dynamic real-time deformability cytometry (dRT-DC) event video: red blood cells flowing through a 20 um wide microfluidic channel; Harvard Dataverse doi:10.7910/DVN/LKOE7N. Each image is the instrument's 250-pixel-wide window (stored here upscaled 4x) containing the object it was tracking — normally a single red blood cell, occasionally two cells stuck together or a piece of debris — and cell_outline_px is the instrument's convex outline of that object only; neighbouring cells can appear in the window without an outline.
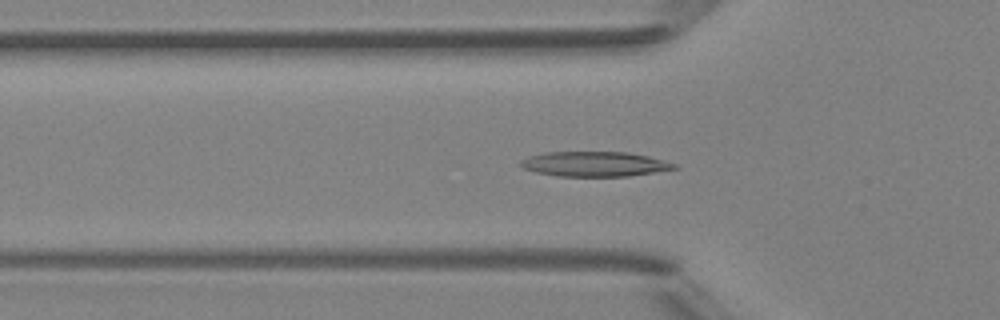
{"species": "Egyptian fruit bat (a non-hibernating species)", "species_latin": "Rousettus aegyptiacus", "temperature_condition": "room temperature", "stored_images_in_passage": 37, "camera_frame_rate_fps": 3000, "um_per_image_px": 0.085, "animal": {"sex": "female"}, "frame": {"image": 1, "passage_image": 5, "time_ms": 1.333, "image_size_px": [1000, 320], "cell_outline_px": [[680, 168], [628, 176], [556, 176], [536, 172], [524, 168], [520, 164], [520, 160], [528, 156], [544, 152], [628, 152], [648, 156], [676, 164]], "centroid_in_image_um": [50.53, 13.94], "position_along_channel_um": 75.3, "area_um2": 22.25}}
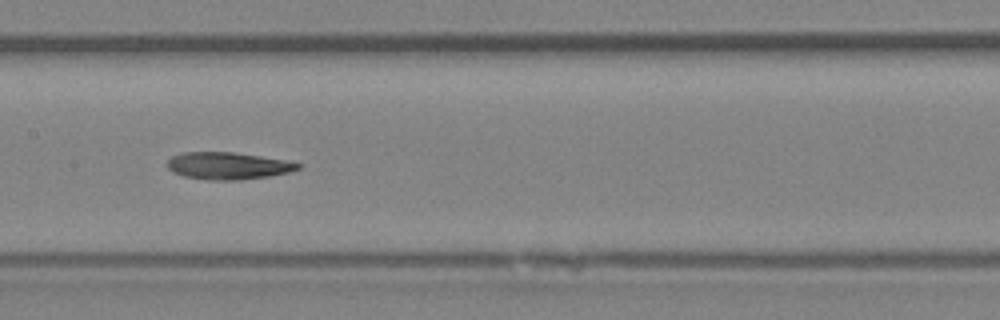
{"frame": {"image": 2, "passage_image": 13, "time_ms": 4.0, "image_size_px": [1000, 320], "cell_outline_px": [[304, 164], [300, 168], [288, 172], [268, 176], [240, 180], [208, 180], [184, 176], [172, 172], [168, 168], [168, 160], [172, 156], [180, 152], [232, 152], [260, 156], [284, 160]], "centroid_in_image_um": [19.36, 14.09], "position_along_channel_um": 188.0, "area_um2": 20.63}}
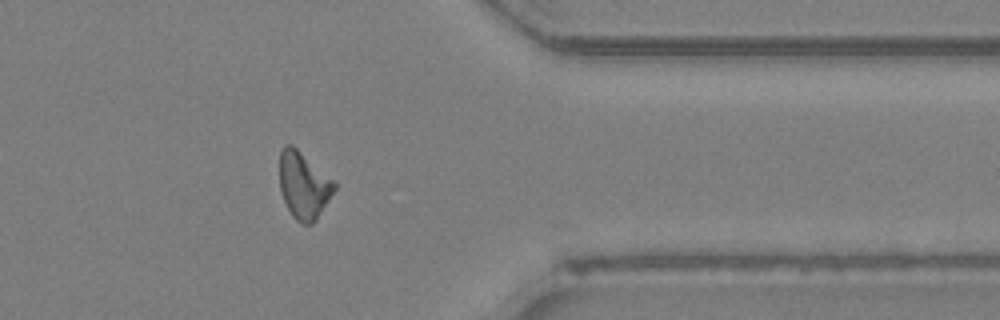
{"frame": {"image": 3, "passage_image": 28, "time_ms": 9.0, "image_size_px": [1000, 320], "cell_outline_px": [[336, 188], [316, 220], [312, 224], [300, 224], [292, 216], [284, 200], [280, 188], [280, 152], [284, 144], [292, 144], [336, 180]], "centroid_in_image_um": [25.83, 15.73], "position_along_channel_um": 385.6, "area_um2": 21.56}, "authors_computed_cell_mechanics": {"area_um2": 20.6346, "velocity_mm_per_s": 4.2316, "shape_relaxation_time_tau1_ms": 7.8528, "shape_relaxation_time_tau2_ms": 6.1993, "deformation_change_tau1": 0.1945, "deformation_change_tau2": 0.166}}